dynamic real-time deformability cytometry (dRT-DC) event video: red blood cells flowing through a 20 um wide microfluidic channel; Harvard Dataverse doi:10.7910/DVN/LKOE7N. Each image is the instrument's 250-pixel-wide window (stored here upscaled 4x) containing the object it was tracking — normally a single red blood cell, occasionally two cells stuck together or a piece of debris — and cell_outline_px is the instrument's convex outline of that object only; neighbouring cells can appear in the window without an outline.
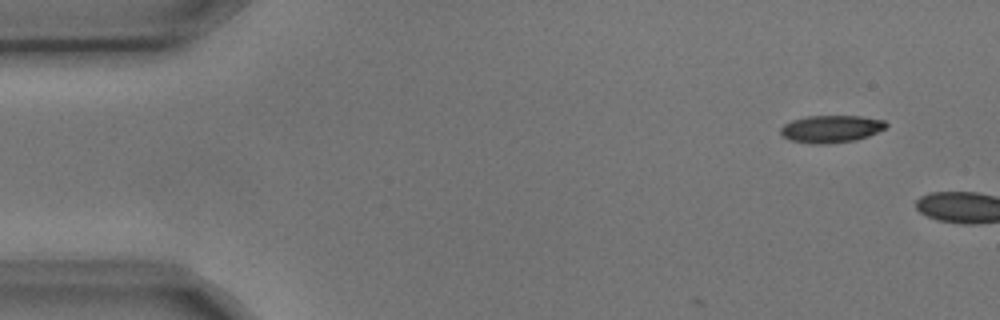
{"species": "common noctule bat (a hibernating species)", "species_latin": "Nyctalus noctula", "temperature_condition": "cold", "stored_images_in_passage": 4, "camera_frame_rate_fps": 3000, "um_per_image_px": 0.085, "animal": {"sex": "male", "body_mass_g": 17.9, "forearm_length_mm": 54.2}, "frame": {"image": 1, "passage_image": 1, "time_ms": 0.0, "image_size_px": [1000, 320], "cell_outline_px": [[888, 124], [884, 128], [868, 136], [856, 140], [824, 144], [812, 144], [788, 140], [780, 132], [780, 128], [784, 124], [792, 120], [808, 116], [860, 116], [884, 120]], "centroid_in_image_um": [70.62, 10.96], "position_along_channel_um": 14.4, "area_um2": 16.76}}